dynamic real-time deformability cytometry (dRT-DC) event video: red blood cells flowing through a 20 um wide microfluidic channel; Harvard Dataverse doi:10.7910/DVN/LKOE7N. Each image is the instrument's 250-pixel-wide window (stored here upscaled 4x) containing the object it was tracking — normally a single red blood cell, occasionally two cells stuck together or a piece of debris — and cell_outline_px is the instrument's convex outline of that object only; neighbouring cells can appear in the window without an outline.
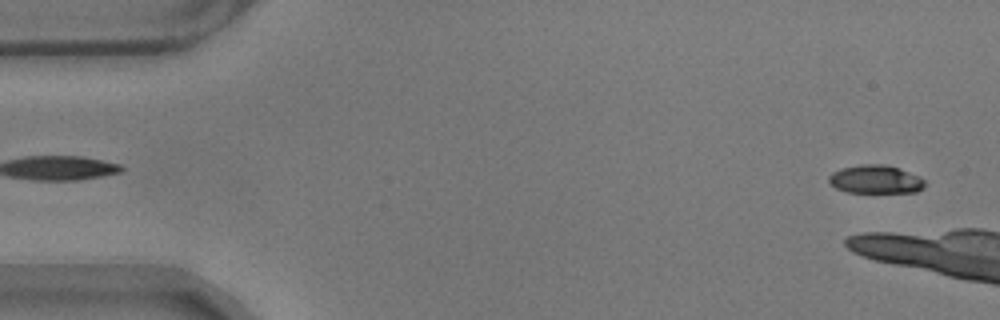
{"species": "common noctule bat (a hibernating species)", "species_latin": "Nyctalus noctula", "temperature_condition": "warm", "stored_images_in_passage": 9, "camera_frame_rate_fps": 3000, "um_per_image_px": 0.085, "animal": {"sex": "male", "body_mass_g": 17.9}, "frame": {"image": 1, "passage_image": 2, "time_ms": 0.333, "image_size_px": [1000, 320], "cell_outline_px": [[924, 188], [916, 192], [848, 192], [836, 188], [828, 180], [828, 176], [832, 172], [840, 168], [860, 164], [888, 164], [900, 168], [924, 180]], "centroid_in_image_um": [74.39, 15.23], "position_along_channel_um": 10.6, "area_um2": 15.84}}